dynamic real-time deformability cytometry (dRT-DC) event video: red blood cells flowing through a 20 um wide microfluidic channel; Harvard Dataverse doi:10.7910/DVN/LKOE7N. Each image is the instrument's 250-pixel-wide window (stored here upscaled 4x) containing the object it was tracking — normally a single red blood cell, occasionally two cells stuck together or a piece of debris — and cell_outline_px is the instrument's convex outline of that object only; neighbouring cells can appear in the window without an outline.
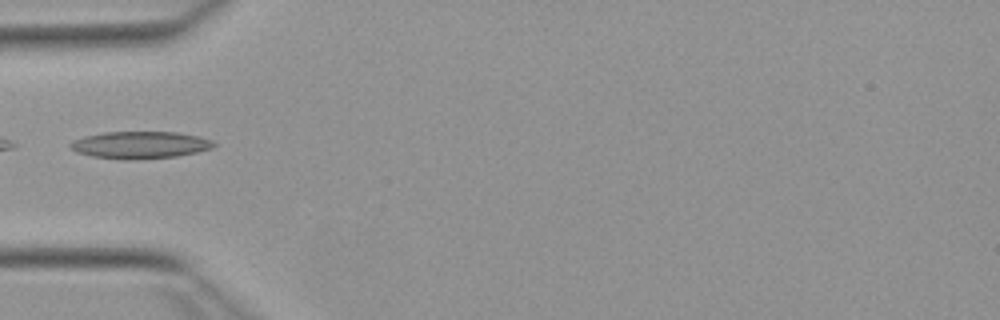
{"species": "Egyptian fruit bat (a non-hibernating species)", "species_latin": "Rousettus aegyptiacus", "temperature_condition": "warm", "stored_images_in_passage": 33, "camera_frame_rate_fps": 3000, "um_per_image_px": 0.085, "animal": {"sex": "female"}, "frame": {"image": 1, "passage_image": 1, "time_ms": 0.0, "image_size_px": [1000, 320], "cell_outline_px": [[216, 144], [212, 148], [196, 152], [176, 156], [124, 160], [92, 156], [76, 152], [68, 148], [68, 144], [72, 140], [84, 136], [104, 132], [176, 132], [200, 136], [212, 140]], "centroid_in_image_um": [11.86, 12.31], "position_along_channel_um": 73.1, "area_um2": 22.77}}
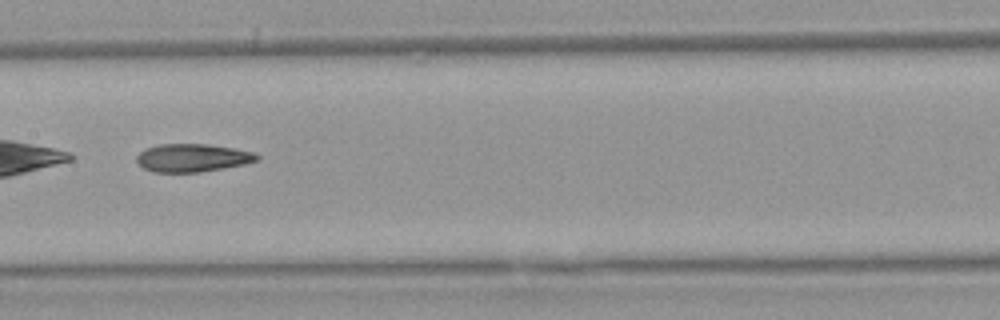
{"frame": {"image": 2, "passage_image": 10, "time_ms": 3.0, "image_size_px": [1000, 320], "cell_outline_px": [[260, 160], [244, 164], [224, 168], [200, 172], [152, 172], [144, 168], [136, 160], [136, 156], [140, 152], [148, 148], [160, 144], [204, 144], [232, 148], [252, 152], [260, 156]], "centroid_in_image_um": [16.36, 13.42], "position_along_channel_um": 191.0, "area_um2": 19.48}}
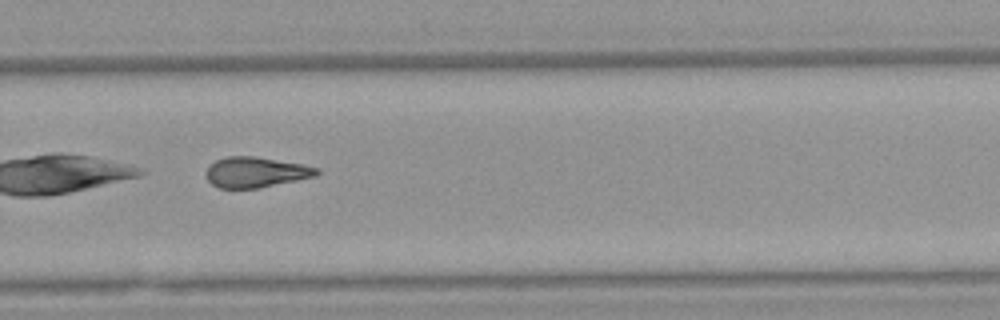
{"frame": {"image": 3, "passage_image": 19, "time_ms": 6.0, "image_size_px": [1000, 320], "cell_outline_px": [[320, 172], [316, 176], [260, 188], [220, 188], [212, 184], [208, 180], [208, 168], [216, 160], [228, 156], [256, 156], [304, 164], [320, 168]], "centroid_in_image_um": [21.81, 14.63], "position_along_channel_um": 308.0, "area_um2": 19.59}}